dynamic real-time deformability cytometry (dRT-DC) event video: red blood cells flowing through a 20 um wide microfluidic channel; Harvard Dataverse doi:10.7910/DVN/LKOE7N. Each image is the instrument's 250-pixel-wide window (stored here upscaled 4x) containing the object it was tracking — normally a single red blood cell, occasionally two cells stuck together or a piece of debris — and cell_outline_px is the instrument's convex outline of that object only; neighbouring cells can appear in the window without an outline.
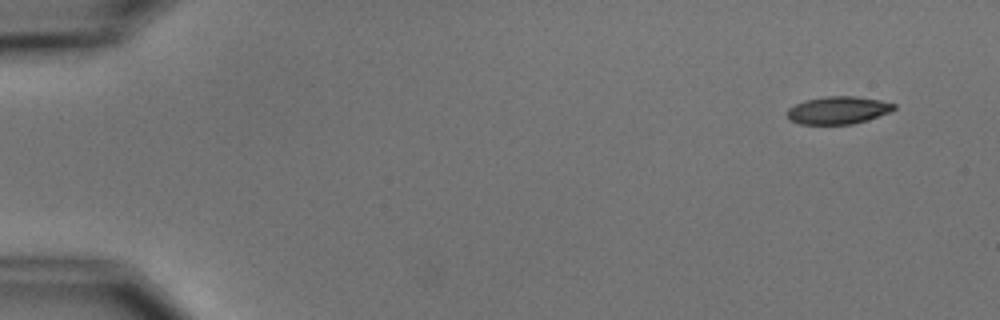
{"species": "common noctule bat (a hibernating species)", "species_latin": "Nyctalus noctula", "temperature_condition": "cold", "stored_images_in_passage": 4, "camera_frame_rate_fps": 3000, "um_per_image_px": 0.085, "animal": {"sex": "male", "body_mass_g": 15.6}, "frame": {"image": 1, "passage_image": 1, "time_ms": 0.0, "image_size_px": [1000, 320], "cell_outline_px": [[896, 108], [888, 112], [868, 120], [852, 124], [800, 124], [792, 120], [788, 116], [788, 108], [804, 100], [824, 96], [856, 96], [880, 100], [896, 104]], "centroid_in_image_um": [71.25, 9.36], "position_along_channel_um": 13.8, "area_um2": 17.11}}
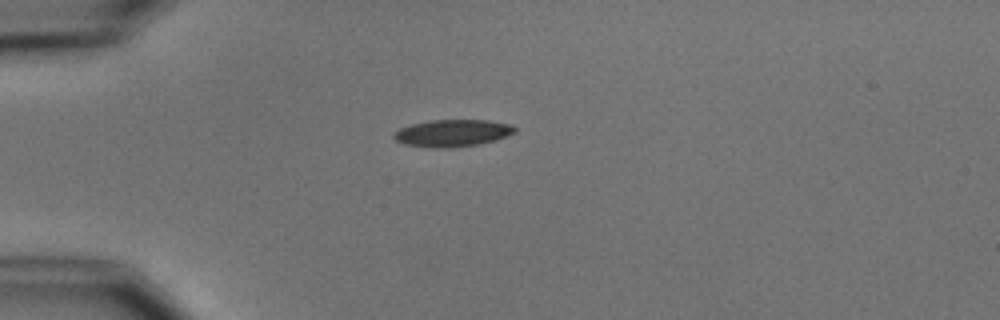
{"frame": {"image": 2, "passage_image": 4, "time_ms": 3.667, "image_size_px": [1000, 320], "cell_outline_px": [[516, 132], [496, 140], [476, 144], [452, 148], [432, 148], [404, 144], [396, 140], [392, 136], [392, 132], [400, 128], [412, 124], [428, 120], [488, 120], [512, 124], [516, 128]], "centroid_in_image_um": [38.44, 11.31], "position_along_channel_um": 46.6, "area_um2": 19.25}}